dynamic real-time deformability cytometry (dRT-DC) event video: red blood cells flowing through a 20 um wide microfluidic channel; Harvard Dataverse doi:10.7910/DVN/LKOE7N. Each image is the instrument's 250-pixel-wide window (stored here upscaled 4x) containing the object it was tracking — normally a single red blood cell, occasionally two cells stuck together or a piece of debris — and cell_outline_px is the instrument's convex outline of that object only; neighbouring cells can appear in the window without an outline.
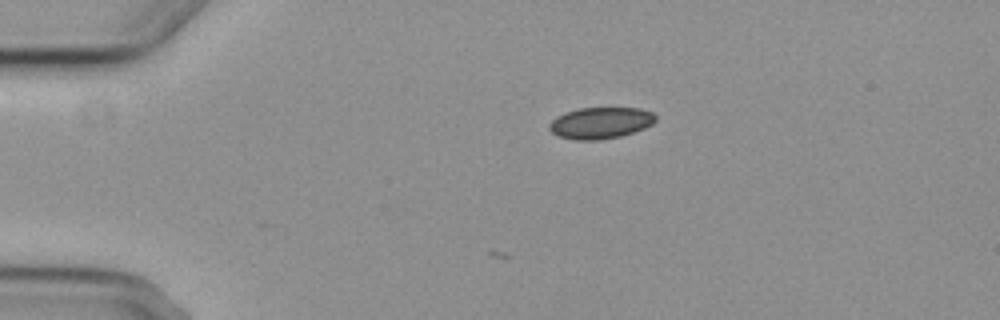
{"species": "common noctule bat (a hibernating species)", "species_latin": "Nyctalus noctula", "temperature_condition": "cold", "stored_images_in_passage": 3, "camera_frame_rate_fps": 3000, "um_per_image_px": 0.085, "animal": {"sex": "female", "body_mass_g": 29.2, "forearm_length_mm": 56.3}, "frame": {"image": 1, "passage_image": 2, "time_ms": 1.333, "image_size_px": [1000, 320], "cell_outline_px": [[656, 120], [652, 124], [644, 128], [620, 136], [600, 140], [572, 140], [556, 136], [548, 128], [548, 124], [556, 116], [564, 112], [580, 108], [640, 108], [652, 112], [656, 116]], "centroid_in_image_um": [51.0, 10.45], "position_along_channel_um": 34.0, "area_um2": 19.65}}